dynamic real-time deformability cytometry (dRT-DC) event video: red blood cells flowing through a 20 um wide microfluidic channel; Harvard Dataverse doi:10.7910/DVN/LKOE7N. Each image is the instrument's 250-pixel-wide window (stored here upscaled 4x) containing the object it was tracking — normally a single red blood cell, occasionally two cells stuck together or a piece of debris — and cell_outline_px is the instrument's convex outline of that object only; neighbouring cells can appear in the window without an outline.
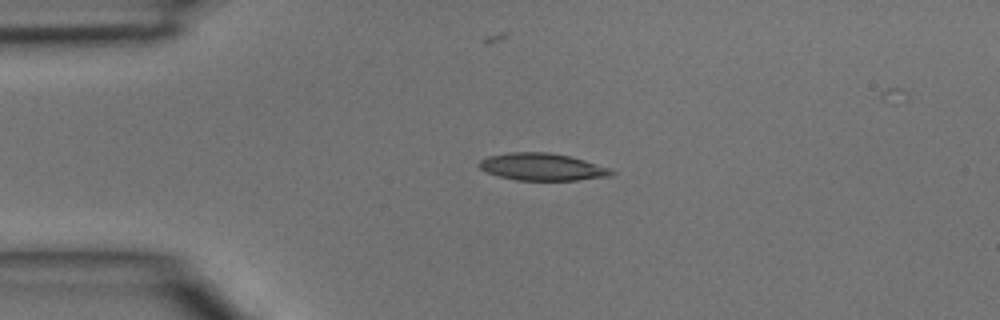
{"species": "common noctule bat (a hibernating species)", "species_latin": "Nyctalus noctula", "temperature_condition": "room temperature", "stored_images_in_passage": 2, "camera_frame_rate_fps": 3000, "um_per_image_px": 0.085, "animal": {"sex": "male", "body_mass_g": 15.6}, "frame": {"image": 1, "passage_image": 1, "time_ms": 0.0, "image_size_px": [1000, 320], "cell_outline_px": [[616, 172], [612, 176], [576, 180], [516, 180], [500, 176], [488, 172], [480, 168], [476, 164], [480, 160], [488, 156], [508, 152], [548, 152], [568, 156], [584, 160], [612, 168]], "centroid_in_image_um": [46.11, 14.18], "position_along_channel_um": 38.9, "area_um2": 21.04}}